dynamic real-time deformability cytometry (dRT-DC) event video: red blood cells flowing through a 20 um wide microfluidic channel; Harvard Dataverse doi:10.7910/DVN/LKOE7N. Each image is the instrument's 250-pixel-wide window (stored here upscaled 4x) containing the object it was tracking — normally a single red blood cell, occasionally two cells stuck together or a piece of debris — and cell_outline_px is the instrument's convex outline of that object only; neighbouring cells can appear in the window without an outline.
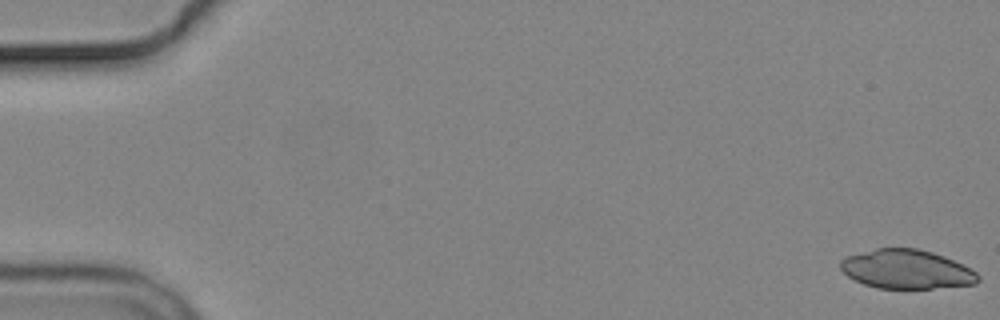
{"species": "common noctule bat (a hibernating species)", "species_latin": "Nyctalus noctula", "temperature_condition": "cold", "stored_images_in_passage": 5, "camera_frame_rate_fps": 3000, "um_per_image_px": 0.085, "animal": {"sex": "male", "body_mass_g": 19.2, "forearm_length_mm": 51.8}, "frame": {"image": 1, "passage_image": 1, "time_ms": 0.0, "image_size_px": [1000, 320], "cell_outline_px": [[980, 280], [976, 284], [932, 288], [876, 288], [864, 284], [848, 276], [840, 268], [840, 260], [848, 256], [876, 248], [916, 248], [932, 252], [944, 256], [972, 268], [980, 276]], "centroid_in_image_um": [77.09, 22.89], "position_along_channel_um": 7.9, "area_um2": 31.27}}